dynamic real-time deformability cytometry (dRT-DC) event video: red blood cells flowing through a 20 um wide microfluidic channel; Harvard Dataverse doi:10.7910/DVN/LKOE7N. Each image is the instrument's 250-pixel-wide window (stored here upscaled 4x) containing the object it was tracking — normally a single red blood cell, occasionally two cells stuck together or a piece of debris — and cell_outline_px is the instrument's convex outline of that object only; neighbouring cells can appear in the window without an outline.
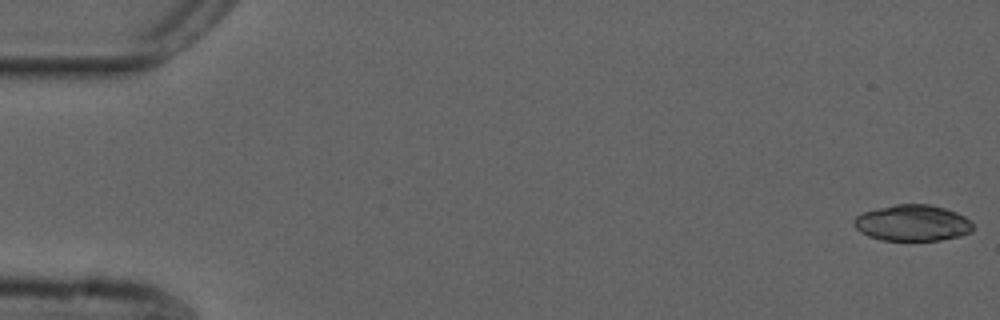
{"species": "common noctule bat (a hibernating species)", "species_latin": "Nyctalus noctula", "temperature_condition": "cold", "stored_images_in_passage": 54, "camera_frame_rate_fps": 3000, "um_per_image_px": 0.085, "animal": {"sex": "male", "forearm_length_mm": 52.5}, "frame": {"image": 1, "passage_image": 1, "time_ms": 0.0, "image_size_px": [1000, 320], "cell_outline_px": [[976, 228], [972, 232], [960, 236], [940, 240], [880, 240], [868, 236], [860, 232], [852, 224], [852, 220], [856, 216], [864, 212], [896, 204], [928, 204], [944, 208], [956, 212], [964, 216]], "centroid_in_image_um": [77.56, 18.96], "position_along_channel_um": 7.4, "area_um2": 25.14}}
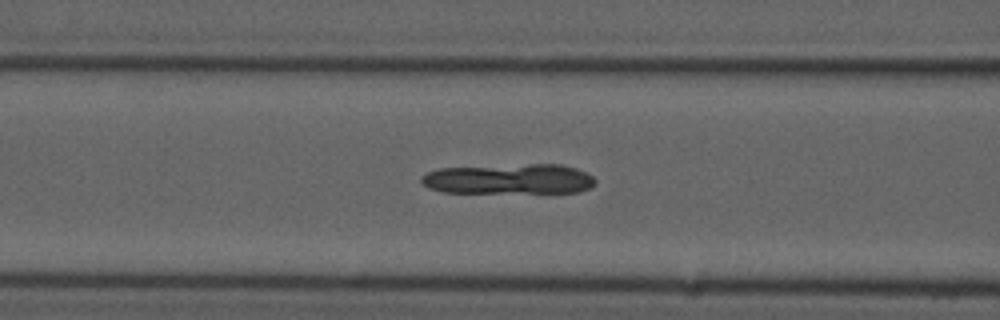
{"frame": {"image": 2, "passage_image": 22, "time_ms": 7.0, "image_size_px": [1000, 320], "cell_outline_px": [[596, 184], [580, 192], [444, 192], [428, 188], [420, 180], [420, 176], [428, 172], [440, 168], [528, 164], [560, 164], [576, 168], [592, 176], [596, 180]], "centroid_in_image_um": [43.27, 15.21], "position_along_channel_um": 123.3, "area_um2": 30.52}}
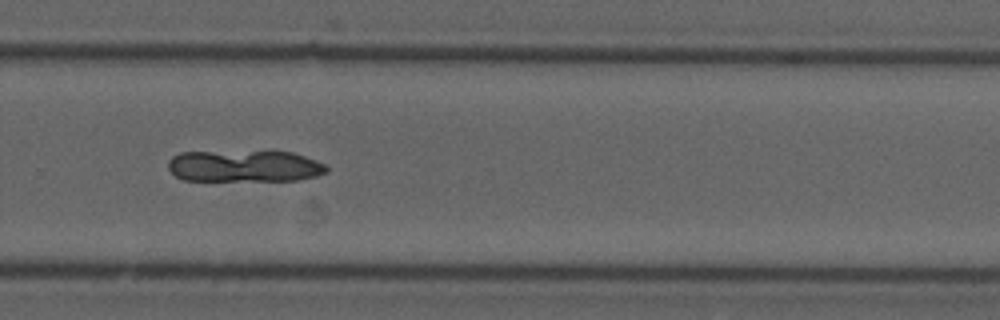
{"frame": {"image": 3, "passage_image": 37, "time_ms": 12.0, "image_size_px": [1000, 320], "cell_outline_px": [[328, 172], [316, 176], [296, 180], [184, 180], [176, 176], [168, 168], [168, 160], [172, 156], [180, 152], [268, 148], [272, 148], [292, 152], [316, 160], [324, 164], [328, 168]], "centroid_in_image_um": [20.79, 14.05], "position_along_channel_um": 309.0, "area_um2": 30.69}}